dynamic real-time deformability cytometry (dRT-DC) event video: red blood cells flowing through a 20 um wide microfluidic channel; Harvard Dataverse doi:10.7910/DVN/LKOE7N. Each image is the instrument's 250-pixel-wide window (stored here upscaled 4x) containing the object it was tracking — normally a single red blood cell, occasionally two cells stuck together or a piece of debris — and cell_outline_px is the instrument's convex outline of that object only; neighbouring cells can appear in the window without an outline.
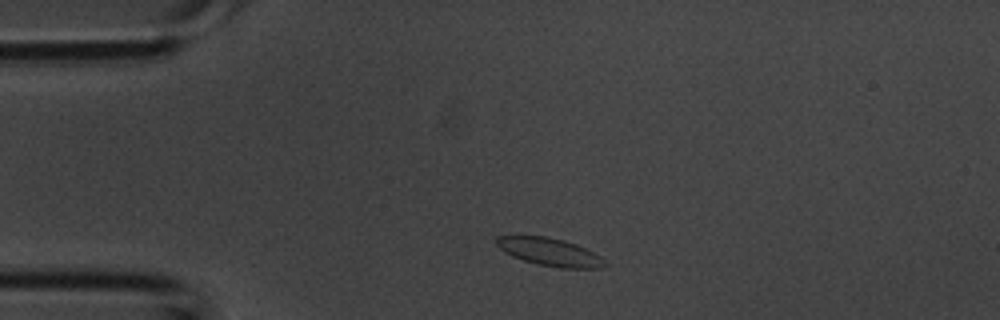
{"species": "common noctule bat (a hibernating species)", "species_latin": "Nyctalus noctula", "temperature_condition": "room temperature", "stored_images_in_passage": 2, "camera_frame_rate_fps": 3000, "um_per_image_px": 0.085, "animal": {"sex": "male", "body_mass_g": 20.1, "forearm_length_mm": 53.5}, "frame": {"image": 1, "passage_image": 1, "time_ms": 0.0, "image_size_px": [1000, 320], "cell_outline_px": [[608, 264], [600, 268], [560, 268], [536, 264], [512, 256], [504, 252], [496, 244], [496, 236], [516, 232], [548, 236], [564, 240], [576, 244], [600, 256]], "centroid_in_image_um": [46.62, 21.36], "position_along_channel_um": 38.4, "area_um2": 18.26}}